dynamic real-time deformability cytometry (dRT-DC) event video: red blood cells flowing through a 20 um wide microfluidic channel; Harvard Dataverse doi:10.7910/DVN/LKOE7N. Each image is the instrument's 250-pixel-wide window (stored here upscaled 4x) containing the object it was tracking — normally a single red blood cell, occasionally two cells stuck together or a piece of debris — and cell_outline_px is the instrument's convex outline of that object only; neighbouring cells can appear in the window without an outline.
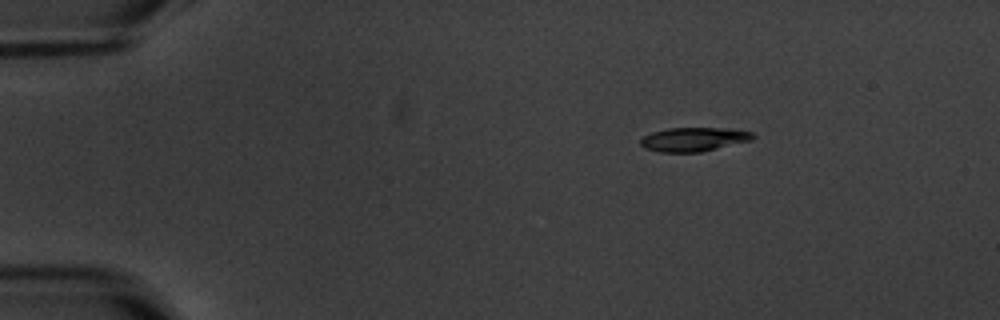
{"species": "common noctule bat (a hibernating species)", "species_latin": "Nyctalus noctula", "temperature_condition": "warm", "stored_images_in_passage": 4, "camera_frame_rate_fps": 3000, "um_per_image_px": 0.085, "animal": {"sex": "male", "body_mass_g": 20.1, "forearm_length_mm": 53.5}, "frame": {"image": 1, "passage_image": 1, "time_ms": 0.0, "image_size_px": [1000, 320], "cell_outline_px": [[756, 136], [752, 140], [700, 152], [660, 152], [644, 148], [640, 144], [640, 140], [644, 136], [652, 132], [668, 128], [732, 128], [752, 132]], "centroid_in_image_um": [58.98, 11.84], "position_along_channel_um": 26.0, "area_um2": 15.72}}
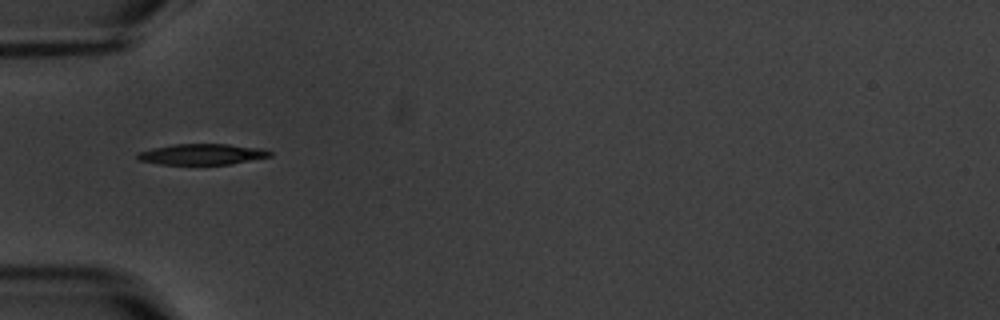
{"frame": {"image": 2, "passage_image": 4, "time_ms": 3.333, "image_size_px": [1000, 320], "cell_outline_px": [[272, 156], [232, 164], [160, 164], [136, 160], [136, 152], [152, 148], [176, 144], [228, 144], [264, 148], [272, 152]], "centroid_in_image_um": [17.17, 13.11], "position_along_channel_um": 67.8, "area_um2": 16.24}}